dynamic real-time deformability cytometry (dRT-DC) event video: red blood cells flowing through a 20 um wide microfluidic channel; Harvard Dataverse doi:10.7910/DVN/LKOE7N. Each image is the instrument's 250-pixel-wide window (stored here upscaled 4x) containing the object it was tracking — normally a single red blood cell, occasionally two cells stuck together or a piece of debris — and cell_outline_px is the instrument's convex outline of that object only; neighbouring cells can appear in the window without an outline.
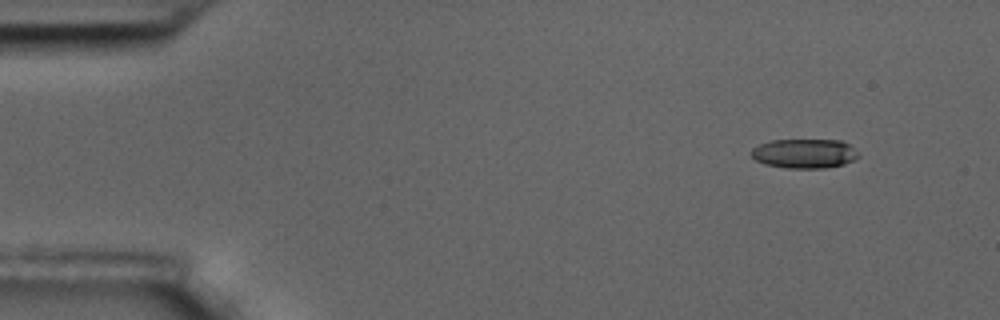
{"species": "common noctule bat (a hibernating species)", "species_latin": "Nyctalus noctula", "temperature_condition": "room temperature", "stored_images_in_passage": 4, "camera_frame_rate_fps": 3000, "um_per_image_px": 0.085, "animal": {"sex": "male", "body_mass_g": 17.5, "forearm_length_mm": 52.3}, "frame": {"image": 1, "passage_image": 1, "time_ms": 0.0, "image_size_px": [1000, 320], "cell_outline_px": [[860, 156], [856, 160], [844, 164], [824, 168], [784, 168], [764, 164], [756, 160], [752, 156], [752, 148], [760, 144], [772, 140], [840, 140], [848, 144]], "centroid_in_image_um": [68.38, 13.06], "position_along_channel_um": 16.6, "area_um2": 18.32}}
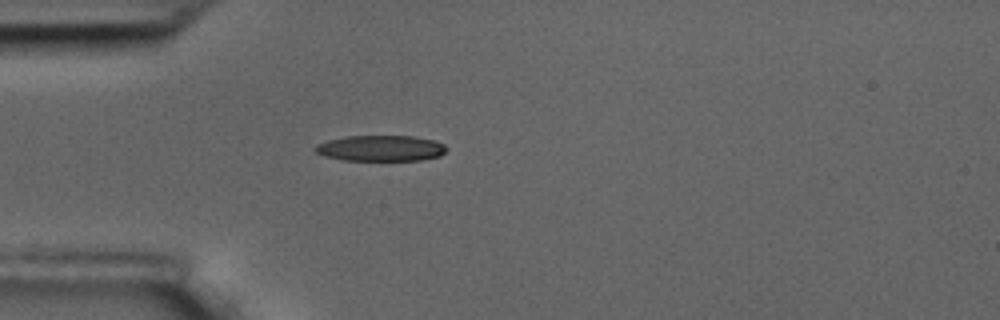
{"frame": {"image": 2, "passage_image": 4, "time_ms": 1.0, "image_size_px": [1000, 320], "cell_outline_px": [[448, 148], [440, 156], [420, 160], [344, 160], [324, 156], [316, 152], [312, 148], [316, 144], [328, 140], [344, 136], [416, 136], [436, 140], [444, 144]], "centroid_in_image_um": [32.36, 12.59], "position_along_channel_um": 52.6, "area_um2": 19.94}}